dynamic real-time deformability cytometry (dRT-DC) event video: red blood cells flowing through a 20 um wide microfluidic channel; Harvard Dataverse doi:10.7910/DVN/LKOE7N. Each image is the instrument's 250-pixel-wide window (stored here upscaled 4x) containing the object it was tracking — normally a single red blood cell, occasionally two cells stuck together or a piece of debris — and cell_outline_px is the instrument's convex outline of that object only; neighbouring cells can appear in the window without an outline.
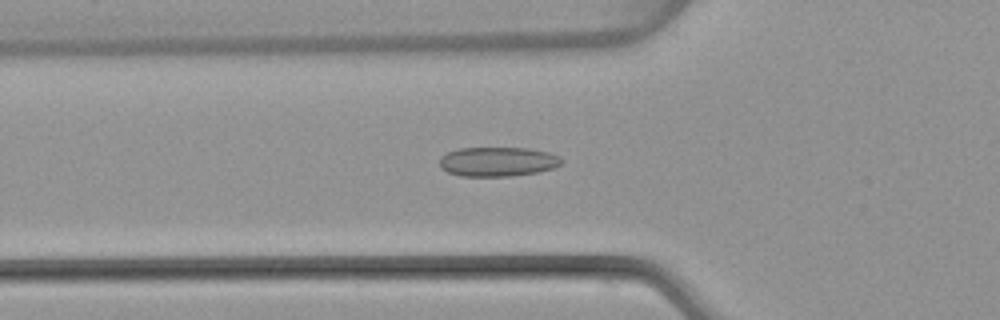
{"species": "common noctule bat (a hibernating species)", "species_latin": "Nyctalus noctula", "temperature_condition": "warm", "stored_images_in_passage": 51, "camera_frame_rate_fps": 3000, "um_per_image_px": 0.085, "animal": {"sex": "female", "body_mass_g": 22.7, "forearm_length_mm": 54.2}, "frame": {"image": 1, "passage_image": 18, "time_ms": 5.667, "image_size_px": [1000, 320], "cell_outline_px": [[564, 160], [556, 168], [536, 172], [512, 176], [460, 176], [448, 172], [440, 168], [440, 156], [448, 152], [460, 148], [528, 148], [548, 152], [560, 156]], "centroid_in_image_um": [42.32, 13.74], "position_along_channel_um": 83.5, "area_um2": 21.04}}
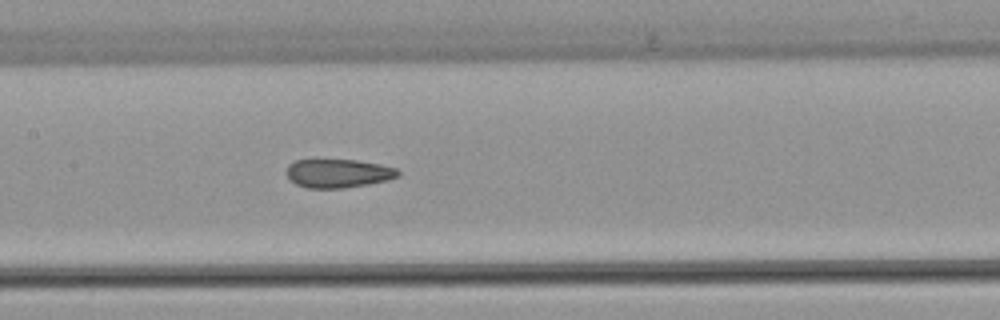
{"frame": {"image": 2, "passage_image": 25, "time_ms": 8.0, "image_size_px": [1000, 320], "cell_outline_px": [[400, 176], [388, 180], [368, 184], [344, 188], [304, 188], [296, 184], [284, 172], [288, 164], [296, 160], [356, 160], [380, 164], [396, 168], [400, 172]], "centroid_in_image_um": [28.74, 14.74], "position_along_channel_um": 178.7, "area_um2": 18.73}}
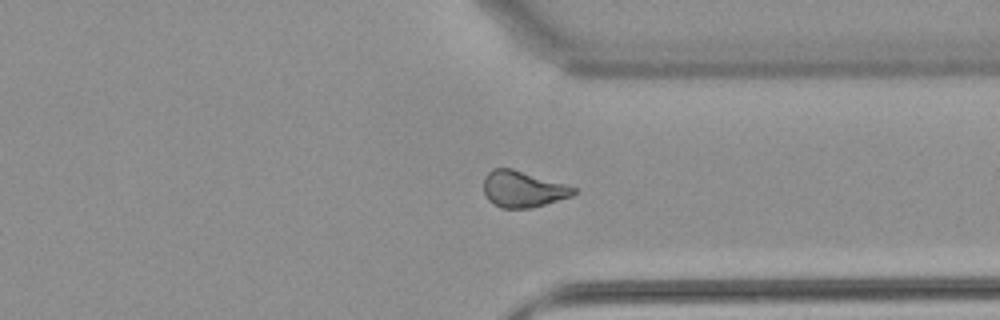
{"frame": {"image": 3, "passage_image": 39, "time_ms": 12.667, "image_size_px": [1000, 320], "cell_outline_px": [[576, 192], [572, 196], [532, 208], [500, 208], [488, 200], [484, 192], [484, 176], [492, 168], [512, 168], [564, 184], [576, 188]], "centroid_in_image_um": [44.41, 16.08], "position_along_channel_um": 367.0, "area_um2": 18.96}, "authors_computed_cell_mechanics": {"area_um2": 19.9988, "velocity_mm_per_s": 4.0431, "shape_relaxation_time_tau1_ms": null, "shape_relaxation_time_tau2_ms": 1.9038, "deformation_change_tau1": null, "deformation_change_tau2": 0.0773}}